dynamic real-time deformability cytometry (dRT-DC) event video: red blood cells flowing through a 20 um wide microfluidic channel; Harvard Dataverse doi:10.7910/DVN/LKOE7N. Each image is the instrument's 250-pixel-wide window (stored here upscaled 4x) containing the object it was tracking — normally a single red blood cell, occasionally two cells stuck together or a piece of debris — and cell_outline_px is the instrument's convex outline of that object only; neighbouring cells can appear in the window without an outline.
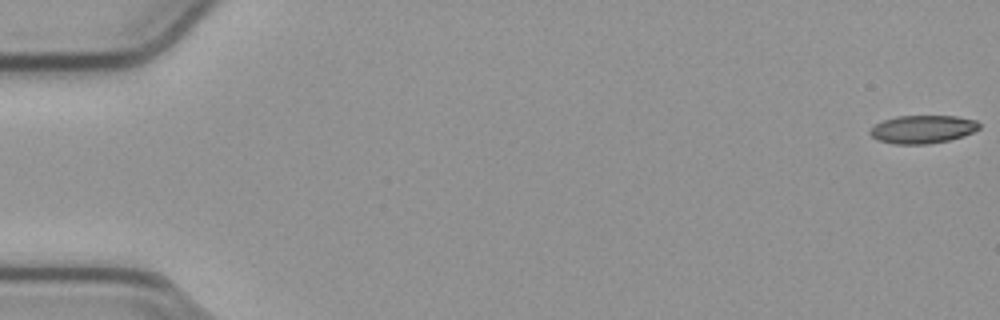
{"species": "common noctule bat (a hibernating species)", "species_latin": "Nyctalus noctula", "temperature_condition": "cold", "stored_images_in_passage": 55, "camera_frame_rate_fps": 3000, "um_per_image_px": 0.085, "animal": {"sex": "male", "body_mass_g": 23.1, "forearm_length_mm": 52.7}, "frame": {"image": 1, "passage_image": 1, "time_ms": 0.0, "image_size_px": [1000, 320], "cell_outline_px": [[980, 128], [964, 136], [948, 140], [928, 144], [892, 144], [876, 140], [868, 132], [876, 124], [884, 120], [896, 116], [956, 116], [976, 120], [980, 124]], "centroid_in_image_um": [78.42, 10.99], "position_along_channel_um": 6.6, "area_um2": 17.92}}
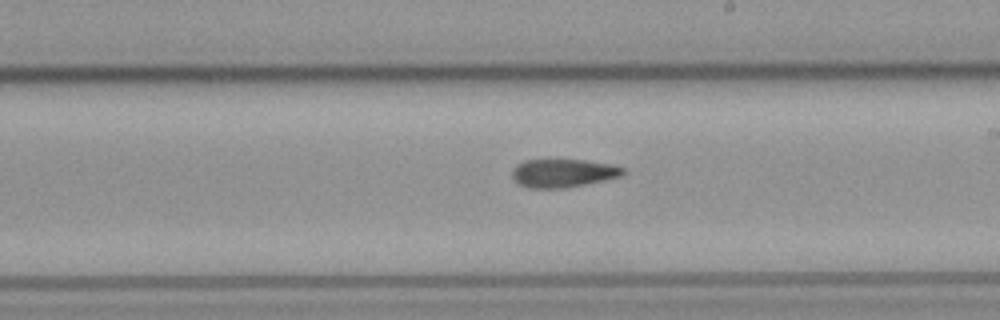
{"frame": {"image": 2, "passage_image": 32, "time_ms": 10.333, "image_size_px": [1000, 320], "cell_outline_px": [[628, 172], [624, 176], [564, 188], [528, 188], [516, 184], [512, 176], [512, 168], [516, 164], [524, 160], [588, 160], [616, 164], [624, 168]], "centroid_in_image_um": [47.89, 14.71], "position_along_channel_um": 241.1, "area_um2": 18.73}}
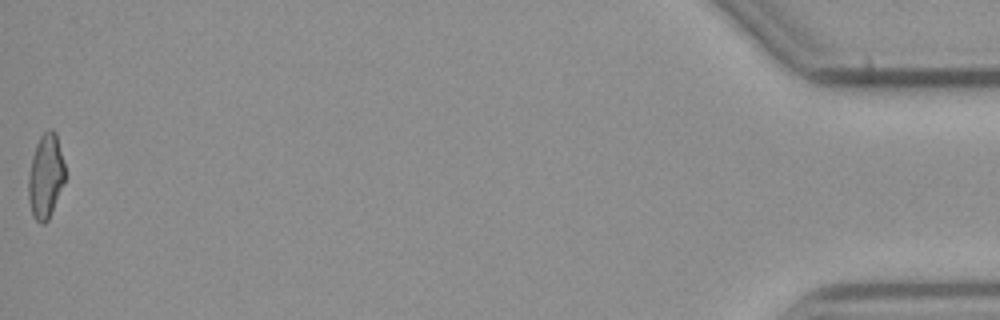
{"frame": {"image": 3, "passage_image": 55, "time_ms": 18.0, "image_size_px": [1000, 320], "cell_outline_px": [[64, 180], [48, 220], [44, 224], [40, 224], [32, 216], [28, 196], [28, 176], [32, 156], [36, 144], [40, 136], [48, 128], [52, 128], [56, 132], [64, 164]], "centroid_in_image_um": [3.85, 14.95], "position_along_channel_um": 431.3, "area_um2": 17.86}, "authors_computed_cell_mechanics": {"area_um2": 18.6694, "velocity_mm_per_s": 3.813, "shape_relaxation_time_tau1_ms": null, "shape_relaxation_time_tau2_ms": 7.9969, "deformation_change_tau1": null, "deformation_change_tau2": 0.1919}}